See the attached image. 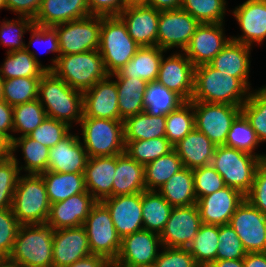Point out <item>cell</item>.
Here are the masks:
<instances>
[{
	"label": "cell",
	"mask_w": 266,
	"mask_h": 267,
	"mask_svg": "<svg viewBox=\"0 0 266 267\" xmlns=\"http://www.w3.org/2000/svg\"><path fill=\"white\" fill-rule=\"evenodd\" d=\"M251 90L239 79L214 69L210 64L195 67L191 102L242 106Z\"/></svg>",
	"instance_id": "cell-1"
},
{
	"label": "cell",
	"mask_w": 266,
	"mask_h": 267,
	"mask_svg": "<svg viewBox=\"0 0 266 267\" xmlns=\"http://www.w3.org/2000/svg\"><path fill=\"white\" fill-rule=\"evenodd\" d=\"M38 100L47 117L67 123L74 129L83 117V92L71 88L47 71L40 79Z\"/></svg>",
	"instance_id": "cell-2"
},
{
	"label": "cell",
	"mask_w": 266,
	"mask_h": 267,
	"mask_svg": "<svg viewBox=\"0 0 266 267\" xmlns=\"http://www.w3.org/2000/svg\"><path fill=\"white\" fill-rule=\"evenodd\" d=\"M53 233L47 224L20 225L8 258L20 267H53Z\"/></svg>",
	"instance_id": "cell-3"
},
{
	"label": "cell",
	"mask_w": 266,
	"mask_h": 267,
	"mask_svg": "<svg viewBox=\"0 0 266 267\" xmlns=\"http://www.w3.org/2000/svg\"><path fill=\"white\" fill-rule=\"evenodd\" d=\"M11 209L20 225L46 224L50 203L40 174L19 175Z\"/></svg>",
	"instance_id": "cell-4"
},
{
	"label": "cell",
	"mask_w": 266,
	"mask_h": 267,
	"mask_svg": "<svg viewBox=\"0 0 266 267\" xmlns=\"http://www.w3.org/2000/svg\"><path fill=\"white\" fill-rule=\"evenodd\" d=\"M51 72L71 88L81 92L109 76L98 50L60 55Z\"/></svg>",
	"instance_id": "cell-5"
},
{
	"label": "cell",
	"mask_w": 266,
	"mask_h": 267,
	"mask_svg": "<svg viewBox=\"0 0 266 267\" xmlns=\"http://www.w3.org/2000/svg\"><path fill=\"white\" fill-rule=\"evenodd\" d=\"M79 127L78 134L88 158L125 152L123 121L82 117Z\"/></svg>",
	"instance_id": "cell-6"
},
{
	"label": "cell",
	"mask_w": 266,
	"mask_h": 267,
	"mask_svg": "<svg viewBox=\"0 0 266 267\" xmlns=\"http://www.w3.org/2000/svg\"><path fill=\"white\" fill-rule=\"evenodd\" d=\"M139 45L129 36L119 16H102L99 53L109 75L119 72L136 54Z\"/></svg>",
	"instance_id": "cell-7"
},
{
	"label": "cell",
	"mask_w": 266,
	"mask_h": 267,
	"mask_svg": "<svg viewBox=\"0 0 266 267\" xmlns=\"http://www.w3.org/2000/svg\"><path fill=\"white\" fill-rule=\"evenodd\" d=\"M262 161L257 156L222 145L216 146L211 165L222 176L226 186L246 195Z\"/></svg>",
	"instance_id": "cell-8"
},
{
	"label": "cell",
	"mask_w": 266,
	"mask_h": 267,
	"mask_svg": "<svg viewBox=\"0 0 266 267\" xmlns=\"http://www.w3.org/2000/svg\"><path fill=\"white\" fill-rule=\"evenodd\" d=\"M83 226L91 254L115 260L121 248V238L116 232L108 208L101 201L92 206Z\"/></svg>",
	"instance_id": "cell-9"
},
{
	"label": "cell",
	"mask_w": 266,
	"mask_h": 267,
	"mask_svg": "<svg viewBox=\"0 0 266 267\" xmlns=\"http://www.w3.org/2000/svg\"><path fill=\"white\" fill-rule=\"evenodd\" d=\"M102 16L90 15L86 18L54 26L60 55L78 54L99 49Z\"/></svg>",
	"instance_id": "cell-10"
},
{
	"label": "cell",
	"mask_w": 266,
	"mask_h": 267,
	"mask_svg": "<svg viewBox=\"0 0 266 267\" xmlns=\"http://www.w3.org/2000/svg\"><path fill=\"white\" fill-rule=\"evenodd\" d=\"M195 128L205 134L215 146L225 145L228 132L241 114V106L192 102Z\"/></svg>",
	"instance_id": "cell-11"
},
{
	"label": "cell",
	"mask_w": 266,
	"mask_h": 267,
	"mask_svg": "<svg viewBox=\"0 0 266 267\" xmlns=\"http://www.w3.org/2000/svg\"><path fill=\"white\" fill-rule=\"evenodd\" d=\"M199 25L198 20L181 8L160 11L157 46L167 52H184Z\"/></svg>",
	"instance_id": "cell-12"
},
{
	"label": "cell",
	"mask_w": 266,
	"mask_h": 267,
	"mask_svg": "<svg viewBox=\"0 0 266 267\" xmlns=\"http://www.w3.org/2000/svg\"><path fill=\"white\" fill-rule=\"evenodd\" d=\"M241 31L231 40L254 48L266 40V0H245L230 10Z\"/></svg>",
	"instance_id": "cell-13"
},
{
	"label": "cell",
	"mask_w": 266,
	"mask_h": 267,
	"mask_svg": "<svg viewBox=\"0 0 266 267\" xmlns=\"http://www.w3.org/2000/svg\"><path fill=\"white\" fill-rule=\"evenodd\" d=\"M229 224L238 234L247 253L266 252V215L258 208L245 199Z\"/></svg>",
	"instance_id": "cell-14"
},
{
	"label": "cell",
	"mask_w": 266,
	"mask_h": 267,
	"mask_svg": "<svg viewBox=\"0 0 266 267\" xmlns=\"http://www.w3.org/2000/svg\"><path fill=\"white\" fill-rule=\"evenodd\" d=\"M164 54L160 63L157 81L184 101H191L194 93L195 66L184 52ZM168 55V56H167Z\"/></svg>",
	"instance_id": "cell-15"
},
{
	"label": "cell",
	"mask_w": 266,
	"mask_h": 267,
	"mask_svg": "<svg viewBox=\"0 0 266 267\" xmlns=\"http://www.w3.org/2000/svg\"><path fill=\"white\" fill-rule=\"evenodd\" d=\"M162 248L159 234L142 229L121 239L115 261L125 267L152 266Z\"/></svg>",
	"instance_id": "cell-16"
},
{
	"label": "cell",
	"mask_w": 266,
	"mask_h": 267,
	"mask_svg": "<svg viewBox=\"0 0 266 267\" xmlns=\"http://www.w3.org/2000/svg\"><path fill=\"white\" fill-rule=\"evenodd\" d=\"M196 204L173 207L160 239L164 247L187 248L202 225Z\"/></svg>",
	"instance_id": "cell-17"
},
{
	"label": "cell",
	"mask_w": 266,
	"mask_h": 267,
	"mask_svg": "<svg viewBox=\"0 0 266 267\" xmlns=\"http://www.w3.org/2000/svg\"><path fill=\"white\" fill-rule=\"evenodd\" d=\"M224 26L225 23H200L197 27L184 50L195 67L209 64L231 40Z\"/></svg>",
	"instance_id": "cell-18"
},
{
	"label": "cell",
	"mask_w": 266,
	"mask_h": 267,
	"mask_svg": "<svg viewBox=\"0 0 266 267\" xmlns=\"http://www.w3.org/2000/svg\"><path fill=\"white\" fill-rule=\"evenodd\" d=\"M244 200L245 195L241 191L225 186L200 197L196 205L203 224L221 226L229 224L232 215Z\"/></svg>",
	"instance_id": "cell-19"
},
{
	"label": "cell",
	"mask_w": 266,
	"mask_h": 267,
	"mask_svg": "<svg viewBox=\"0 0 266 267\" xmlns=\"http://www.w3.org/2000/svg\"><path fill=\"white\" fill-rule=\"evenodd\" d=\"M101 202L108 208L121 239L143 229L142 192L112 196Z\"/></svg>",
	"instance_id": "cell-20"
},
{
	"label": "cell",
	"mask_w": 266,
	"mask_h": 267,
	"mask_svg": "<svg viewBox=\"0 0 266 267\" xmlns=\"http://www.w3.org/2000/svg\"><path fill=\"white\" fill-rule=\"evenodd\" d=\"M160 11L145 4H128L118 15L127 26L129 36L139 45L157 46Z\"/></svg>",
	"instance_id": "cell-21"
},
{
	"label": "cell",
	"mask_w": 266,
	"mask_h": 267,
	"mask_svg": "<svg viewBox=\"0 0 266 267\" xmlns=\"http://www.w3.org/2000/svg\"><path fill=\"white\" fill-rule=\"evenodd\" d=\"M83 117L119 120L118 90L110 75L83 92Z\"/></svg>",
	"instance_id": "cell-22"
},
{
	"label": "cell",
	"mask_w": 266,
	"mask_h": 267,
	"mask_svg": "<svg viewBox=\"0 0 266 267\" xmlns=\"http://www.w3.org/2000/svg\"><path fill=\"white\" fill-rule=\"evenodd\" d=\"M53 267H63L91 254L84 226L62 228L53 233Z\"/></svg>",
	"instance_id": "cell-23"
},
{
	"label": "cell",
	"mask_w": 266,
	"mask_h": 267,
	"mask_svg": "<svg viewBox=\"0 0 266 267\" xmlns=\"http://www.w3.org/2000/svg\"><path fill=\"white\" fill-rule=\"evenodd\" d=\"M96 202L89 192H83L52 203L46 224L54 230L82 226Z\"/></svg>",
	"instance_id": "cell-24"
},
{
	"label": "cell",
	"mask_w": 266,
	"mask_h": 267,
	"mask_svg": "<svg viewBox=\"0 0 266 267\" xmlns=\"http://www.w3.org/2000/svg\"><path fill=\"white\" fill-rule=\"evenodd\" d=\"M88 160L79 134L70 132L49 149L47 170L62 173H84Z\"/></svg>",
	"instance_id": "cell-25"
},
{
	"label": "cell",
	"mask_w": 266,
	"mask_h": 267,
	"mask_svg": "<svg viewBox=\"0 0 266 267\" xmlns=\"http://www.w3.org/2000/svg\"><path fill=\"white\" fill-rule=\"evenodd\" d=\"M251 51L253 48L245 44L230 40L219 54L209 63L214 69L239 78L250 90L249 81L251 67Z\"/></svg>",
	"instance_id": "cell-26"
},
{
	"label": "cell",
	"mask_w": 266,
	"mask_h": 267,
	"mask_svg": "<svg viewBox=\"0 0 266 267\" xmlns=\"http://www.w3.org/2000/svg\"><path fill=\"white\" fill-rule=\"evenodd\" d=\"M87 0H42L34 25L54 27L90 16Z\"/></svg>",
	"instance_id": "cell-27"
},
{
	"label": "cell",
	"mask_w": 266,
	"mask_h": 267,
	"mask_svg": "<svg viewBox=\"0 0 266 267\" xmlns=\"http://www.w3.org/2000/svg\"><path fill=\"white\" fill-rule=\"evenodd\" d=\"M116 155L88 158L84 170L86 190L96 201L112 197Z\"/></svg>",
	"instance_id": "cell-28"
},
{
	"label": "cell",
	"mask_w": 266,
	"mask_h": 267,
	"mask_svg": "<svg viewBox=\"0 0 266 267\" xmlns=\"http://www.w3.org/2000/svg\"><path fill=\"white\" fill-rule=\"evenodd\" d=\"M49 149L29 136L15 138L8 145V152L13 156L21 174H40L47 171ZM17 152L21 153L24 164L17 157Z\"/></svg>",
	"instance_id": "cell-29"
},
{
	"label": "cell",
	"mask_w": 266,
	"mask_h": 267,
	"mask_svg": "<svg viewBox=\"0 0 266 267\" xmlns=\"http://www.w3.org/2000/svg\"><path fill=\"white\" fill-rule=\"evenodd\" d=\"M215 148V144L196 128L173 147L184 167L189 169L211 165Z\"/></svg>",
	"instance_id": "cell-30"
},
{
	"label": "cell",
	"mask_w": 266,
	"mask_h": 267,
	"mask_svg": "<svg viewBox=\"0 0 266 267\" xmlns=\"http://www.w3.org/2000/svg\"><path fill=\"white\" fill-rule=\"evenodd\" d=\"M167 51L158 46L139 47L133 58L112 78H141L147 82L156 81L160 63Z\"/></svg>",
	"instance_id": "cell-31"
},
{
	"label": "cell",
	"mask_w": 266,
	"mask_h": 267,
	"mask_svg": "<svg viewBox=\"0 0 266 267\" xmlns=\"http://www.w3.org/2000/svg\"><path fill=\"white\" fill-rule=\"evenodd\" d=\"M145 190L144 165L132 159L126 152L116 155L112 196L136 194Z\"/></svg>",
	"instance_id": "cell-32"
},
{
	"label": "cell",
	"mask_w": 266,
	"mask_h": 267,
	"mask_svg": "<svg viewBox=\"0 0 266 267\" xmlns=\"http://www.w3.org/2000/svg\"><path fill=\"white\" fill-rule=\"evenodd\" d=\"M40 175L44 180L50 204L64 201L75 194L88 192L84 173H62L47 170Z\"/></svg>",
	"instance_id": "cell-33"
},
{
	"label": "cell",
	"mask_w": 266,
	"mask_h": 267,
	"mask_svg": "<svg viewBox=\"0 0 266 267\" xmlns=\"http://www.w3.org/2000/svg\"><path fill=\"white\" fill-rule=\"evenodd\" d=\"M158 192L172 207L196 204L193 169L184 167L171 176Z\"/></svg>",
	"instance_id": "cell-34"
},
{
	"label": "cell",
	"mask_w": 266,
	"mask_h": 267,
	"mask_svg": "<svg viewBox=\"0 0 266 267\" xmlns=\"http://www.w3.org/2000/svg\"><path fill=\"white\" fill-rule=\"evenodd\" d=\"M118 90L119 120L144 112V93L148 84L141 78H113Z\"/></svg>",
	"instance_id": "cell-35"
},
{
	"label": "cell",
	"mask_w": 266,
	"mask_h": 267,
	"mask_svg": "<svg viewBox=\"0 0 266 267\" xmlns=\"http://www.w3.org/2000/svg\"><path fill=\"white\" fill-rule=\"evenodd\" d=\"M166 115L153 116L145 111L123 121L124 141L165 137Z\"/></svg>",
	"instance_id": "cell-36"
},
{
	"label": "cell",
	"mask_w": 266,
	"mask_h": 267,
	"mask_svg": "<svg viewBox=\"0 0 266 267\" xmlns=\"http://www.w3.org/2000/svg\"><path fill=\"white\" fill-rule=\"evenodd\" d=\"M172 208L158 191H143V229L160 235L169 219Z\"/></svg>",
	"instance_id": "cell-37"
},
{
	"label": "cell",
	"mask_w": 266,
	"mask_h": 267,
	"mask_svg": "<svg viewBox=\"0 0 266 267\" xmlns=\"http://www.w3.org/2000/svg\"><path fill=\"white\" fill-rule=\"evenodd\" d=\"M5 56L0 64V77L3 80L20 77L41 78L47 72L25 49L6 52Z\"/></svg>",
	"instance_id": "cell-38"
},
{
	"label": "cell",
	"mask_w": 266,
	"mask_h": 267,
	"mask_svg": "<svg viewBox=\"0 0 266 267\" xmlns=\"http://www.w3.org/2000/svg\"><path fill=\"white\" fill-rule=\"evenodd\" d=\"M185 101L157 80L148 82L144 93V110L148 115H168Z\"/></svg>",
	"instance_id": "cell-39"
},
{
	"label": "cell",
	"mask_w": 266,
	"mask_h": 267,
	"mask_svg": "<svg viewBox=\"0 0 266 267\" xmlns=\"http://www.w3.org/2000/svg\"><path fill=\"white\" fill-rule=\"evenodd\" d=\"M183 168V162L174 149L146 164L144 166L146 190L158 191L171 176Z\"/></svg>",
	"instance_id": "cell-40"
},
{
	"label": "cell",
	"mask_w": 266,
	"mask_h": 267,
	"mask_svg": "<svg viewBox=\"0 0 266 267\" xmlns=\"http://www.w3.org/2000/svg\"><path fill=\"white\" fill-rule=\"evenodd\" d=\"M219 226L202 224L194 240L187 247L199 266H209L216 260Z\"/></svg>",
	"instance_id": "cell-41"
},
{
	"label": "cell",
	"mask_w": 266,
	"mask_h": 267,
	"mask_svg": "<svg viewBox=\"0 0 266 267\" xmlns=\"http://www.w3.org/2000/svg\"><path fill=\"white\" fill-rule=\"evenodd\" d=\"M260 145L261 143L256 135V132L251 127L249 121L241 113L232 123L227 135L225 146L244 151L265 161L266 154L264 152L259 153L258 151Z\"/></svg>",
	"instance_id": "cell-42"
},
{
	"label": "cell",
	"mask_w": 266,
	"mask_h": 267,
	"mask_svg": "<svg viewBox=\"0 0 266 267\" xmlns=\"http://www.w3.org/2000/svg\"><path fill=\"white\" fill-rule=\"evenodd\" d=\"M257 88L251 90L248 100L241 106V113L263 144L266 143V84Z\"/></svg>",
	"instance_id": "cell-43"
},
{
	"label": "cell",
	"mask_w": 266,
	"mask_h": 267,
	"mask_svg": "<svg viewBox=\"0 0 266 267\" xmlns=\"http://www.w3.org/2000/svg\"><path fill=\"white\" fill-rule=\"evenodd\" d=\"M47 117L40 101L13 106V140L28 136Z\"/></svg>",
	"instance_id": "cell-44"
},
{
	"label": "cell",
	"mask_w": 266,
	"mask_h": 267,
	"mask_svg": "<svg viewBox=\"0 0 266 267\" xmlns=\"http://www.w3.org/2000/svg\"><path fill=\"white\" fill-rule=\"evenodd\" d=\"M29 32L30 38L29 42L27 41V43H25V50L30 52L33 55L35 61L38 62L46 71H51L56 64L57 58L60 56V47L56 30L53 27H45L33 24L29 29ZM35 44L37 46L38 44L41 45L40 48H45H43L44 50H42V52L47 54L53 53L52 55L54 57L50 59L51 63L49 65H43L42 61H40L41 59L38 58L37 52L34 49H30V47H35Z\"/></svg>",
	"instance_id": "cell-45"
},
{
	"label": "cell",
	"mask_w": 266,
	"mask_h": 267,
	"mask_svg": "<svg viewBox=\"0 0 266 267\" xmlns=\"http://www.w3.org/2000/svg\"><path fill=\"white\" fill-rule=\"evenodd\" d=\"M195 128V115L191 101H185L166 115L165 137L174 147Z\"/></svg>",
	"instance_id": "cell-46"
},
{
	"label": "cell",
	"mask_w": 266,
	"mask_h": 267,
	"mask_svg": "<svg viewBox=\"0 0 266 267\" xmlns=\"http://www.w3.org/2000/svg\"><path fill=\"white\" fill-rule=\"evenodd\" d=\"M227 5V0H182L180 8L200 23H225Z\"/></svg>",
	"instance_id": "cell-47"
},
{
	"label": "cell",
	"mask_w": 266,
	"mask_h": 267,
	"mask_svg": "<svg viewBox=\"0 0 266 267\" xmlns=\"http://www.w3.org/2000/svg\"><path fill=\"white\" fill-rule=\"evenodd\" d=\"M124 143L125 152L132 159L144 166L173 150V146L166 137H158L148 140L124 141Z\"/></svg>",
	"instance_id": "cell-48"
},
{
	"label": "cell",
	"mask_w": 266,
	"mask_h": 267,
	"mask_svg": "<svg viewBox=\"0 0 266 267\" xmlns=\"http://www.w3.org/2000/svg\"><path fill=\"white\" fill-rule=\"evenodd\" d=\"M41 78L20 77L3 80V99L10 106L38 99Z\"/></svg>",
	"instance_id": "cell-49"
},
{
	"label": "cell",
	"mask_w": 266,
	"mask_h": 267,
	"mask_svg": "<svg viewBox=\"0 0 266 267\" xmlns=\"http://www.w3.org/2000/svg\"><path fill=\"white\" fill-rule=\"evenodd\" d=\"M33 19L30 17L17 16L16 19H2L0 21V45L7 47L6 52H12L25 49V33L33 25Z\"/></svg>",
	"instance_id": "cell-50"
},
{
	"label": "cell",
	"mask_w": 266,
	"mask_h": 267,
	"mask_svg": "<svg viewBox=\"0 0 266 267\" xmlns=\"http://www.w3.org/2000/svg\"><path fill=\"white\" fill-rule=\"evenodd\" d=\"M20 174L19 168L9 152L0 158V211L11 208Z\"/></svg>",
	"instance_id": "cell-51"
},
{
	"label": "cell",
	"mask_w": 266,
	"mask_h": 267,
	"mask_svg": "<svg viewBox=\"0 0 266 267\" xmlns=\"http://www.w3.org/2000/svg\"><path fill=\"white\" fill-rule=\"evenodd\" d=\"M73 129L67 123L46 117L28 136L51 148L65 138Z\"/></svg>",
	"instance_id": "cell-52"
},
{
	"label": "cell",
	"mask_w": 266,
	"mask_h": 267,
	"mask_svg": "<svg viewBox=\"0 0 266 267\" xmlns=\"http://www.w3.org/2000/svg\"><path fill=\"white\" fill-rule=\"evenodd\" d=\"M218 241L216 260L243 259L247 254L242 241L230 224L219 226Z\"/></svg>",
	"instance_id": "cell-53"
},
{
	"label": "cell",
	"mask_w": 266,
	"mask_h": 267,
	"mask_svg": "<svg viewBox=\"0 0 266 267\" xmlns=\"http://www.w3.org/2000/svg\"><path fill=\"white\" fill-rule=\"evenodd\" d=\"M193 176L197 200L226 186L222 176L212 165L193 169Z\"/></svg>",
	"instance_id": "cell-54"
},
{
	"label": "cell",
	"mask_w": 266,
	"mask_h": 267,
	"mask_svg": "<svg viewBox=\"0 0 266 267\" xmlns=\"http://www.w3.org/2000/svg\"><path fill=\"white\" fill-rule=\"evenodd\" d=\"M14 212L11 208L0 211V257H8L12 251L19 229Z\"/></svg>",
	"instance_id": "cell-55"
},
{
	"label": "cell",
	"mask_w": 266,
	"mask_h": 267,
	"mask_svg": "<svg viewBox=\"0 0 266 267\" xmlns=\"http://www.w3.org/2000/svg\"><path fill=\"white\" fill-rule=\"evenodd\" d=\"M154 267H199L194 257L187 248H169L161 249Z\"/></svg>",
	"instance_id": "cell-56"
},
{
	"label": "cell",
	"mask_w": 266,
	"mask_h": 267,
	"mask_svg": "<svg viewBox=\"0 0 266 267\" xmlns=\"http://www.w3.org/2000/svg\"><path fill=\"white\" fill-rule=\"evenodd\" d=\"M245 199L266 215V160L257 168L252 187Z\"/></svg>",
	"instance_id": "cell-57"
},
{
	"label": "cell",
	"mask_w": 266,
	"mask_h": 267,
	"mask_svg": "<svg viewBox=\"0 0 266 267\" xmlns=\"http://www.w3.org/2000/svg\"><path fill=\"white\" fill-rule=\"evenodd\" d=\"M91 15L118 16L128 5L127 0H87Z\"/></svg>",
	"instance_id": "cell-58"
},
{
	"label": "cell",
	"mask_w": 266,
	"mask_h": 267,
	"mask_svg": "<svg viewBox=\"0 0 266 267\" xmlns=\"http://www.w3.org/2000/svg\"><path fill=\"white\" fill-rule=\"evenodd\" d=\"M42 0H5L6 10L11 11L15 16L30 17L37 15Z\"/></svg>",
	"instance_id": "cell-59"
},
{
	"label": "cell",
	"mask_w": 266,
	"mask_h": 267,
	"mask_svg": "<svg viewBox=\"0 0 266 267\" xmlns=\"http://www.w3.org/2000/svg\"><path fill=\"white\" fill-rule=\"evenodd\" d=\"M0 136L8 143L13 141V107L0 101Z\"/></svg>",
	"instance_id": "cell-60"
},
{
	"label": "cell",
	"mask_w": 266,
	"mask_h": 267,
	"mask_svg": "<svg viewBox=\"0 0 266 267\" xmlns=\"http://www.w3.org/2000/svg\"><path fill=\"white\" fill-rule=\"evenodd\" d=\"M109 260L101 255L90 254L71 265H66L63 267H104Z\"/></svg>",
	"instance_id": "cell-61"
},
{
	"label": "cell",
	"mask_w": 266,
	"mask_h": 267,
	"mask_svg": "<svg viewBox=\"0 0 266 267\" xmlns=\"http://www.w3.org/2000/svg\"><path fill=\"white\" fill-rule=\"evenodd\" d=\"M182 0H148L145 5L158 11L174 10L181 7Z\"/></svg>",
	"instance_id": "cell-62"
},
{
	"label": "cell",
	"mask_w": 266,
	"mask_h": 267,
	"mask_svg": "<svg viewBox=\"0 0 266 267\" xmlns=\"http://www.w3.org/2000/svg\"><path fill=\"white\" fill-rule=\"evenodd\" d=\"M243 264L244 267H266V252L247 253Z\"/></svg>",
	"instance_id": "cell-63"
},
{
	"label": "cell",
	"mask_w": 266,
	"mask_h": 267,
	"mask_svg": "<svg viewBox=\"0 0 266 267\" xmlns=\"http://www.w3.org/2000/svg\"><path fill=\"white\" fill-rule=\"evenodd\" d=\"M209 267H244L243 259H224V260H215L209 265Z\"/></svg>",
	"instance_id": "cell-64"
},
{
	"label": "cell",
	"mask_w": 266,
	"mask_h": 267,
	"mask_svg": "<svg viewBox=\"0 0 266 267\" xmlns=\"http://www.w3.org/2000/svg\"><path fill=\"white\" fill-rule=\"evenodd\" d=\"M0 267H20L16 262L8 257H2L0 259Z\"/></svg>",
	"instance_id": "cell-65"
},
{
	"label": "cell",
	"mask_w": 266,
	"mask_h": 267,
	"mask_svg": "<svg viewBox=\"0 0 266 267\" xmlns=\"http://www.w3.org/2000/svg\"><path fill=\"white\" fill-rule=\"evenodd\" d=\"M8 153V143L0 136V158Z\"/></svg>",
	"instance_id": "cell-66"
},
{
	"label": "cell",
	"mask_w": 266,
	"mask_h": 267,
	"mask_svg": "<svg viewBox=\"0 0 266 267\" xmlns=\"http://www.w3.org/2000/svg\"><path fill=\"white\" fill-rule=\"evenodd\" d=\"M104 267H125L124 265L119 264L115 260H109Z\"/></svg>",
	"instance_id": "cell-67"
},
{
	"label": "cell",
	"mask_w": 266,
	"mask_h": 267,
	"mask_svg": "<svg viewBox=\"0 0 266 267\" xmlns=\"http://www.w3.org/2000/svg\"><path fill=\"white\" fill-rule=\"evenodd\" d=\"M148 0H127L128 4H145Z\"/></svg>",
	"instance_id": "cell-68"
},
{
	"label": "cell",
	"mask_w": 266,
	"mask_h": 267,
	"mask_svg": "<svg viewBox=\"0 0 266 267\" xmlns=\"http://www.w3.org/2000/svg\"><path fill=\"white\" fill-rule=\"evenodd\" d=\"M3 79L0 77V101L4 100L3 99Z\"/></svg>",
	"instance_id": "cell-69"
},
{
	"label": "cell",
	"mask_w": 266,
	"mask_h": 267,
	"mask_svg": "<svg viewBox=\"0 0 266 267\" xmlns=\"http://www.w3.org/2000/svg\"><path fill=\"white\" fill-rule=\"evenodd\" d=\"M6 10L5 0H0V12Z\"/></svg>",
	"instance_id": "cell-70"
}]
</instances>
